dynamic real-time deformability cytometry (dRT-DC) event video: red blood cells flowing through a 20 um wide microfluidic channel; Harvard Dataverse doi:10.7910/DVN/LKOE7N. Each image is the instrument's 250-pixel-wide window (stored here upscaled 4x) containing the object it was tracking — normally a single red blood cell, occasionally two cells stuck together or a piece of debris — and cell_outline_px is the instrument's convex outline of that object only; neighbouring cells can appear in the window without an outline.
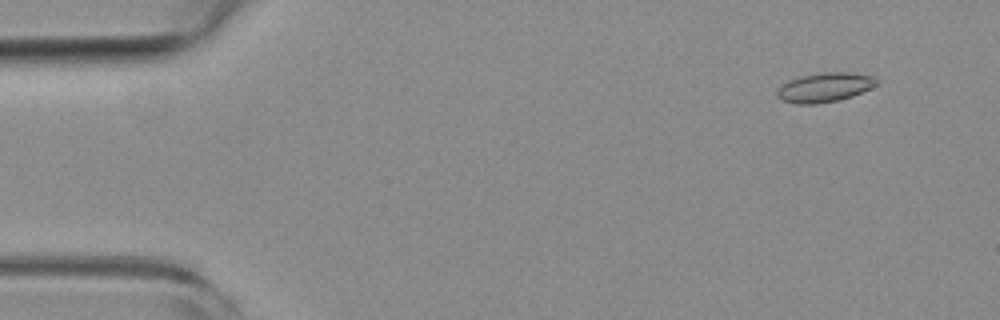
{"species": "common noctule bat (a hibernating species)", "species_latin": "Nyctalus noctula", "temperature_condition": "room temperature", "stored_images_in_passage": 55, "camera_frame_rate_fps": 3000, "um_per_image_px": 0.085, "animal": {"sex": "female", "body_mass_g": 19.3, "forearm_length_mm": 54.1}, "frame": {"image": 1, "passage_image": 5, "time_ms": 1.333, "image_size_px": [1000, 320], "cell_outline_px": [[876, 84], [852, 96], [840, 100], [816, 104], [796, 104], [780, 100], [776, 96], [776, 92], [788, 80], [800, 76], [824, 72], [848, 72], [872, 76], [876, 80]], "centroid_in_image_um": [70.03, 7.44], "position_along_channel_um": 15.0, "area_um2": 16.82}}
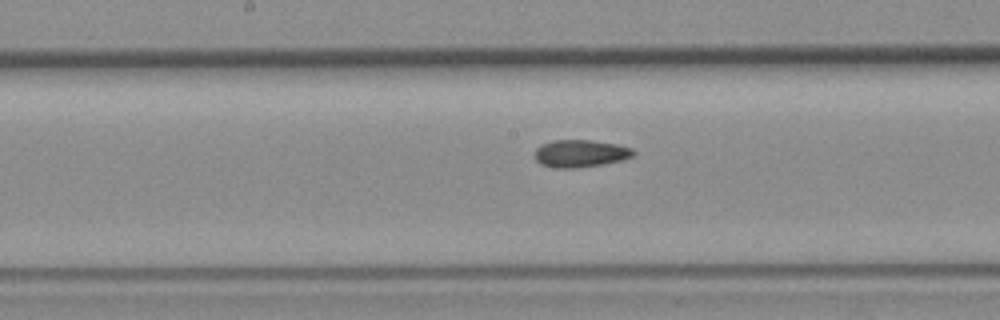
{"frame": {"image": 2, "passage_image": 28, "time_ms": 9.0, "image_size_px": [1000, 320], "cell_outline_px": [[636, 152], [632, 156], [624, 160], [604, 164], [576, 168], [556, 168], [540, 164], [536, 160], [532, 152], [540, 144], [552, 140], [592, 140], [616, 144], [632, 148]], "centroid_in_image_um": [49.3, 13.04], "position_along_channel_um": 198.9, "area_um2": 16.07}}
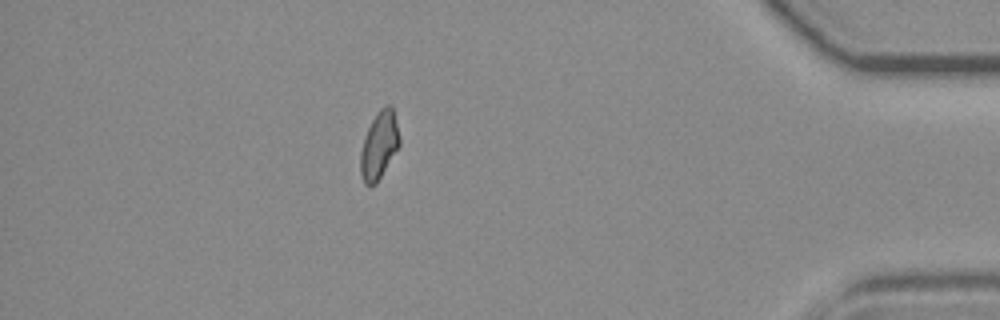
{"frame": {"image": 3, "passage_image": 48, "time_ms": 15.667, "image_size_px": [1000, 320], "cell_outline_px": [[400, 144], [376, 184], [364, 184], [360, 172], [360, 152], [364, 136], [376, 112], [384, 104], [392, 104], [400, 136]], "centroid_in_image_um": [32.22, 12.29], "position_along_channel_um": 403.0, "area_um2": 15.43}, "authors_computed_cell_mechanics": {"area_um2": 15.606, "velocity_mm_per_s": 3.7926, "shape_relaxation_time_tau1_ms": null, "shape_relaxation_time_tau2_ms": 4.1821, "deformation_change_tau1": null, "deformation_change_tau2": 0.094}}